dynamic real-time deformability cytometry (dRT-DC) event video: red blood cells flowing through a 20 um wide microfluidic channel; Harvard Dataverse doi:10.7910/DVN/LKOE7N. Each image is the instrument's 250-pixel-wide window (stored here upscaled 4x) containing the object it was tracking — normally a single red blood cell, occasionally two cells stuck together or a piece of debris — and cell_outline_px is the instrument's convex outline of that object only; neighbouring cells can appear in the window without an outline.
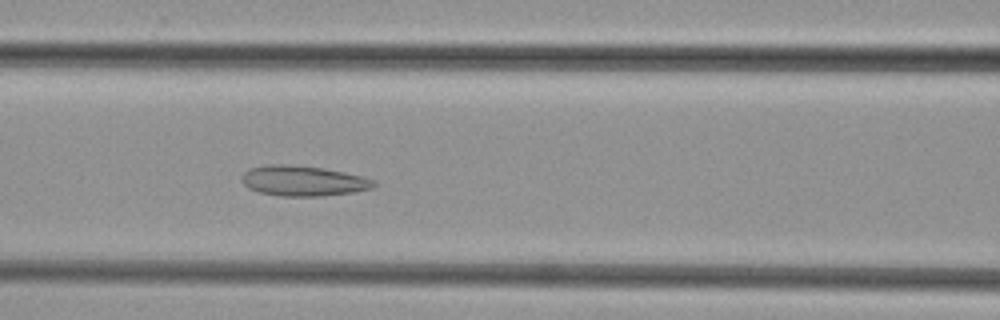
{"species": "common noctule bat (a hibernating species)", "species_latin": "Nyctalus noctula", "temperature_condition": "cold", "stored_images_in_passage": 50, "camera_frame_rate_fps": 3000, "um_per_image_px": 0.085, "animal": {"sex": "female", "body_mass_g": 29.2, "forearm_length_mm": 56.3}, "frame": {"image": 1, "passage_image": 21, "time_ms": 6.667, "image_size_px": [1000, 320], "cell_outline_px": [[380, 184], [372, 188], [352, 192], [320, 196], [280, 196], [260, 192], [248, 188], [240, 180], [244, 172], [248, 168], [268, 164], [284, 164], [324, 168], [344, 172], [376, 180]], "centroid_in_image_um": [25.76, 15.37], "position_along_channel_um": 140.8, "area_um2": 23.41}}
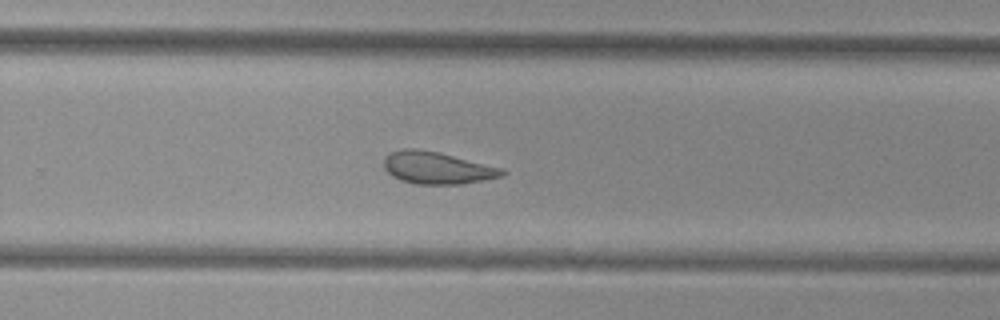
{"frame": {"image": 2, "passage_image": 32, "time_ms": 10.333, "image_size_px": [1000, 320], "cell_outline_px": [[508, 172], [504, 176], [460, 184], [416, 184], [400, 180], [392, 176], [384, 168], [384, 156], [388, 152], [400, 148], [416, 148], [440, 152], [504, 168]], "centroid_in_image_um": [37.15, 14.25], "position_along_channel_um": 292.7, "area_um2": 22.54}}
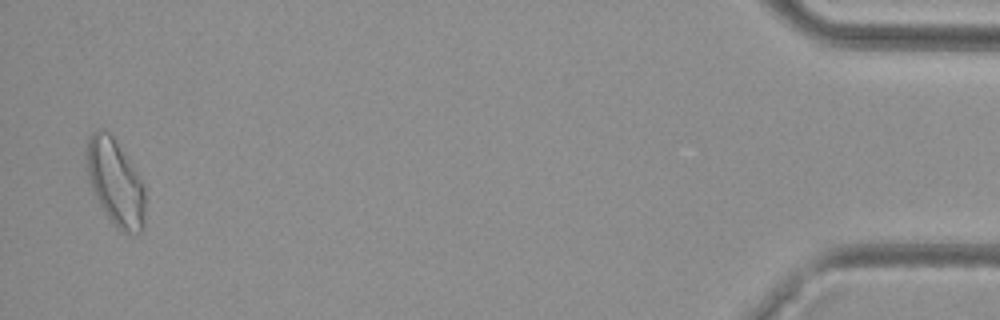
{"frame": {"image": 3, "passage_image": 48, "time_ms": 15.667, "image_size_px": [1000, 320], "cell_outline_px": [[144, 228], [136, 236], [124, 232], [116, 228], [100, 204], [88, 180], [88, 140], [92, 132], [96, 128], [104, 128], [112, 136], [140, 180], [144, 188]], "centroid_in_image_um": [9.81, 15.56], "position_along_channel_um": 425.4, "area_um2": 28.61}}